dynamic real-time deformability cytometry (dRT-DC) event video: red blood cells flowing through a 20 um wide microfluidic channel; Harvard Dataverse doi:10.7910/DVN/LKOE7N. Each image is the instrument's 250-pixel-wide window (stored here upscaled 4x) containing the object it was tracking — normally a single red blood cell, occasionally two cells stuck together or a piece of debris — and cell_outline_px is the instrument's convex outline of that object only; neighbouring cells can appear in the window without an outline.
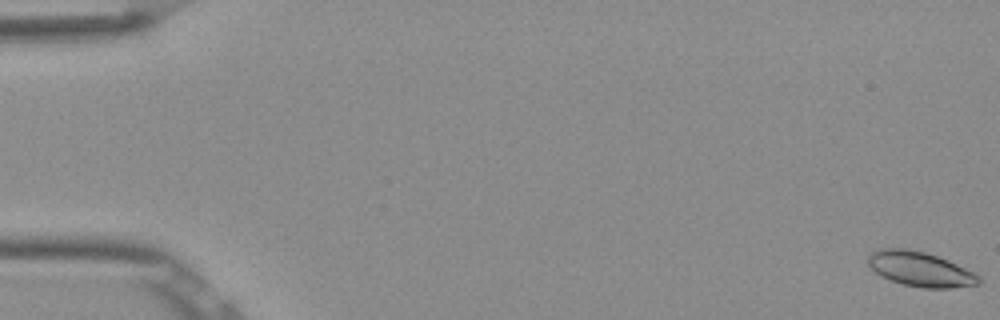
{"species": "Egyptian fruit bat (a non-hibernating species)", "species_latin": "Rousettus aegyptiacus", "temperature_condition": "room temperature", "stored_images_in_passage": 54, "camera_frame_rate_fps": 3000, "um_per_image_px": 0.085, "frame": {"image": 1, "passage_image": 1, "time_ms": 0.0, "image_size_px": [1000, 320], "cell_outline_px": [[980, 284], [952, 288], [924, 288], [904, 284], [880, 276], [868, 264], [868, 256], [872, 252], [880, 248], [904, 248], [924, 252], [936, 256], [956, 264], [980, 276]], "centroid_in_image_um": [78.2, 22.88], "position_along_channel_um": 6.8, "area_um2": 22.08}}
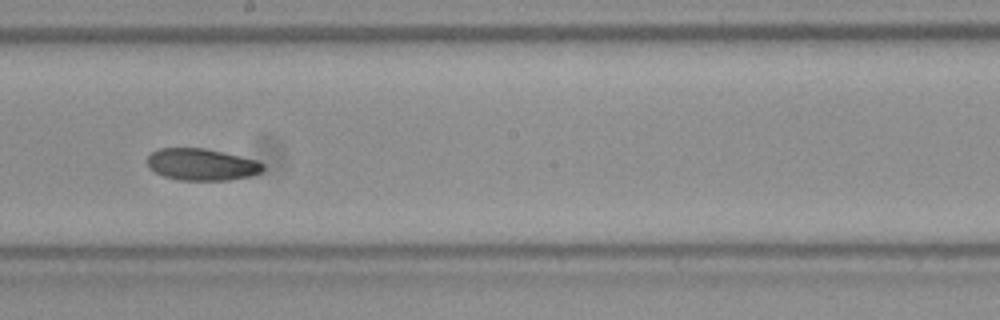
{"frame": {"image": 2, "passage_image": 31, "time_ms": 10.0, "image_size_px": [1000, 320], "cell_outline_px": [[264, 168], [260, 172], [248, 176], [228, 180], [180, 180], [164, 176], [148, 168], [148, 156], [152, 152], [160, 148], [204, 148], [224, 152], [256, 160], [264, 164]], "centroid_in_image_um": [17.13, 13.97], "position_along_channel_um": 231.1, "area_um2": 21.33}}
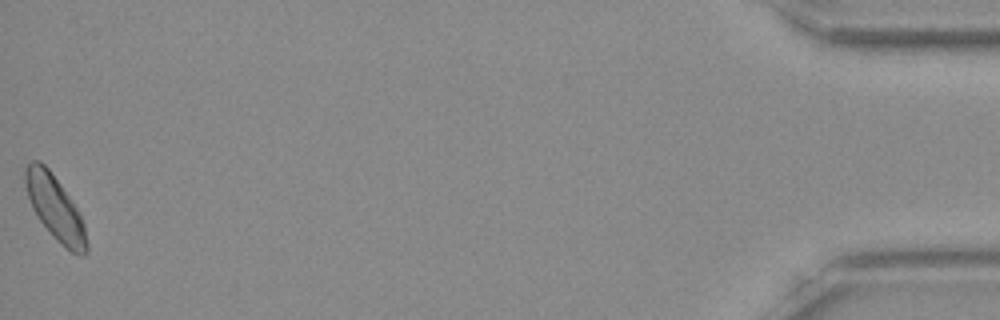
{"frame": {"image": 3, "passage_image": 54, "time_ms": 17.667, "image_size_px": [1000, 320], "cell_outline_px": [[88, 252], [84, 256], [80, 256], [72, 252], [60, 244], [56, 240], [40, 220], [32, 208], [24, 184], [24, 168], [32, 160], [40, 160], [48, 168], [60, 184], [76, 208], [84, 224], [88, 244]], "centroid_in_image_um": [4.68, 17.68], "position_along_channel_um": 430.5, "area_um2": 22.83}}